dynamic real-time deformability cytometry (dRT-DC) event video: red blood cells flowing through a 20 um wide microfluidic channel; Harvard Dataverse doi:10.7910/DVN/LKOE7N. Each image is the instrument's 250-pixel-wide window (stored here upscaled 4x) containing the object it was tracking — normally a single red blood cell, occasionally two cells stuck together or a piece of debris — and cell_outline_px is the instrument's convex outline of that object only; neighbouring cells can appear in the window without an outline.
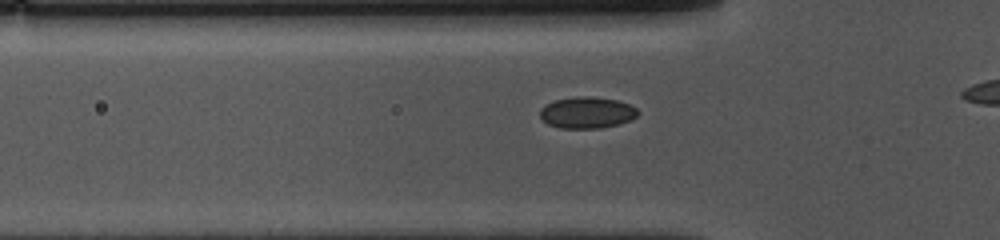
{"species": "common noctule bat (a hibernating species)", "species_latin": "Nyctalus noctula", "temperature_condition": "cold", "stored_images_in_passage": 16, "camera_frame_rate_fps": 3000, "um_per_image_px": 0.085, "animal": {"sex": "female", "body_mass_g": 10.0, "forearm_length_mm": 53.1}, "frame": {"image": 1, "passage_image": 10, "time_ms": 3.0, "image_size_px": [1000, 240], "cell_outline_px": [[640, 112], [632, 120], [600, 128], [560, 128], [548, 124], [540, 116], [540, 108], [556, 100], [576, 96], [588, 96], [616, 100], [628, 104], [636, 108]], "centroid_in_image_um": [49.9, 9.57], "position_along_channel_um": 75.9, "area_um2": 17.74}}
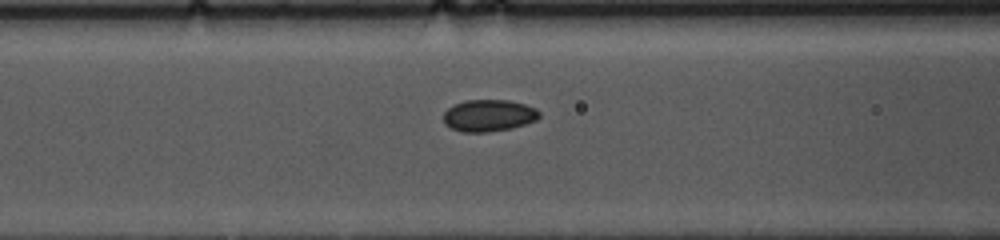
{"frame": {"image": 2, "passage_image": 14, "time_ms": 4.333, "image_size_px": [1000, 240], "cell_outline_px": [[540, 116], [536, 120], [512, 128], [488, 132], [460, 132], [444, 124], [444, 112], [448, 108], [464, 100], [508, 100], [524, 104], [536, 108], [540, 112]], "centroid_in_image_um": [41.54, 9.82], "position_along_channel_um": 125.1, "area_um2": 17.8}}